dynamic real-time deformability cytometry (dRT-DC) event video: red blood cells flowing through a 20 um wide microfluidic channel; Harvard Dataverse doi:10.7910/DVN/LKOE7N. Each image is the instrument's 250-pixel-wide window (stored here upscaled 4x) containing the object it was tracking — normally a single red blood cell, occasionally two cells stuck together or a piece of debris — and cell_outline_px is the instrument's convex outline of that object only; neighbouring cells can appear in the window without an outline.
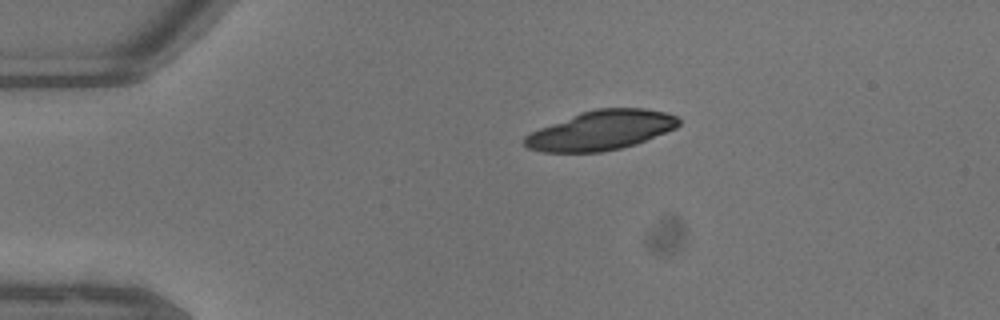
{"species": "common noctule bat (a hibernating species)", "species_latin": "Nyctalus noctula", "temperature_condition": "warm", "stored_images_in_passage": 32, "camera_frame_rate_fps": 3000, "um_per_image_px": 0.085, "animal": {"sex": "male", "body_mass_g": 13.3}, "frame": {"image": 1, "passage_image": 1, "time_ms": 0.0, "image_size_px": [1000, 320], "cell_outline_px": [[680, 124], [676, 128], [636, 144], [620, 148], [600, 152], [544, 152], [528, 148], [524, 144], [524, 136], [540, 128], [580, 112], [596, 108], [644, 108], [668, 112], [676, 116], [680, 120]], "centroid_in_image_um": [51.12, 11.07], "position_along_channel_um": 33.9, "area_um2": 35.37}}